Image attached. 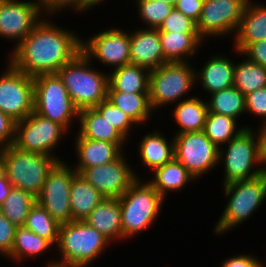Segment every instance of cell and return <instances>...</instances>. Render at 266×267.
Segmentation results:
<instances>
[{
	"label": "cell",
	"instance_id": "cell-1",
	"mask_svg": "<svg viewBox=\"0 0 266 267\" xmlns=\"http://www.w3.org/2000/svg\"><path fill=\"white\" fill-rule=\"evenodd\" d=\"M75 33L74 30L60 28L45 16L13 47L6 63L32 77L57 73L82 52L81 37Z\"/></svg>",
	"mask_w": 266,
	"mask_h": 267
},
{
	"label": "cell",
	"instance_id": "cell-2",
	"mask_svg": "<svg viewBox=\"0 0 266 267\" xmlns=\"http://www.w3.org/2000/svg\"><path fill=\"white\" fill-rule=\"evenodd\" d=\"M111 241L84 220L60 225L59 240L56 245L60 260L51 259L48 267H88Z\"/></svg>",
	"mask_w": 266,
	"mask_h": 267
},
{
	"label": "cell",
	"instance_id": "cell-3",
	"mask_svg": "<svg viewBox=\"0 0 266 267\" xmlns=\"http://www.w3.org/2000/svg\"><path fill=\"white\" fill-rule=\"evenodd\" d=\"M91 63L92 61L80 52L57 72L79 110L94 108L107 99L108 73L99 72L94 66L91 67Z\"/></svg>",
	"mask_w": 266,
	"mask_h": 267
},
{
	"label": "cell",
	"instance_id": "cell-4",
	"mask_svg": "<svg viewBox=\"0 0 266 267\" xmlns=\"http://www.w3.org/2000/svg\"><path fill=\"white\" fill-rule=\"evenodd\" d=\"M223 146L226 148H219L218 158L219 165L220 162L224 165L222 185L253 179L266 171L260 152L259 135L253 128H244Z\"/></svg>",
	"mask_w": 266,
	"mask_h": 267
},
{
	"label": "cell",
	"instance_id": "cell-5",
	"mask_svg": "<svg viewBox=\"0 0 266 267\" xmlns=\"http://www.w3.org/2000/svg\"><path fill=\"white\" fill-rule=\"evenodd\" d=\"M138 178L119 198L122 239H129L150 229L163 208L164 198L148 182Z\"/></svg>",
	"mask_w": 266,
	"mask_h": 267
},
{
	"label": "cell",
	"instance_id": "cell-6",
	"mask_svg": "<svg viewBox=\"0 0 266 267\" xmlns=\"http://www.w3.org/2000/svg\"><path fill=\"white\" fill-rule=\"evenodd\" d=\"M226 207L213 233L223 235L245 222L266 200V171L256 178L223 185Z\"/></svg>",
	"mask_w": 266,
	"mask_h": 267
},
{
	"label": "cell",
	"instance_id": "cell-7",
	"mask_svg": "<svg viewBox=\"0 0 266 267\" xmlns=\"http://www.w3.org/2000/svg\"><path fill=\"white\" fill-rule=\"evenodd\" d=\"M0 151L4 172L11 185L37 198L49 171L58 160L49 155L23 152L13 145Z\"/></svg>",
	"mask_w": 266,
	"mask_h": 267
},
{
	"label": "cell",
	"instance_id": "cell-8",
	"mask_svg": "<svg viewBox=\"0 0 266 267\" xmlns=\"http://www.w3.org/2000/svg\"><path fill=\"white\" fill-rule=\"evenodd\" d=\"M189 62H167L149 74V101L153 111L181 101L195 87V71ZM186 94V95H185ZM165 105V106H164Z\"/></svg>",
	"mask_w": 266,
	"mask_h": 267
},
{
	"label": "cell",
	"instance_id": "cell-9",
	"mask_svg": "<svg viewBox=\"0 0 266 267\" xmlns=\"http://www.w3.org/2000/svg\"><path fill=\"white\" fill-rule=\"evenodd\" d=\"M34 78V112L57 122L68 132L73 120L78 119L79 109L57 73L40 74Z\"/></svg>",
	"mask_w": 266,
	"mask_h": 267
},
{
	"label": "cell",
	"instance_id": "cell-10",
	"mask_svg": "<svg viewBox=\"0 0 266 267\" xmlns=\"http://www.w3.org/2000/svg\"><path fill=\"white\" fill-rule=\"evenodd\" d=\"M68 131L59 123L51 121L36 112L15 123V140L13 146L23 152L40 153L55 157L54 149ZM53 152V153H52Z\"/></svg>",
	"mask_w": 266,
	"mask_h": 267
},
{
	"label": "cell",
	"instance_id": "cell-11",
	"mask_svg": "<svg viewBox=\"0 0 266 267\" xmlns=\"http://www.w3.org/2000/svg\"><path fill=\"white\" fill-rule=\"evenodd\" d=\"M67 162L58 161L49 171L37 203L60 225L71 223L70 191L73 178L78 174Z\"/></svg>",
	"mask_w": 266,
	"mask_h": 267
},
{
	"label": "cell",
	"instance_id": "cell-12",
	"mask_svg": "<svg viewBox=\"0 0 266 267\" xmlns=\"http://www.w3.org/2000/svg\"><path fill=\"white\" fill-rule=\"evenodd\" d=\"M174 151V158L188 170L195 181L219 166V147L203 131L175 134Z\"/></svg>",
	"mask_w": 266,
	"mask_h": 267
},
{
	"label": "cell",
	"instance_id": "cell-13",
	"mask_svg": "<svg viewBox=\"0 0 266 267\" xmlns=\"http://www.w3.org/2000/svg\"><path fill=\"white\" fill-rule=\"evenodd\" d=\"M6 67L0 74V111L18 122L34 110V78L10 63Z\"/></svg>",
	"mask_w": 266,
	"mask_h": 267
},
{
	"label": "cell",
	"instance_id": "cell-14",
	"mask_svg": "<svg viewBox=\"0 0 266 267\" xmlns=\"http://www.w3.org/2000/svg\"><path fill=\"white\" fill-rule=\"evenodd\" d=\"M248 0H204L196 23L199 37L235 36Z\"/></svg>",
	"mask_w": 266,
	"mask_h": 267
},
{
	"label": "cell",
	"instance_id": "cell-15",
	"mask_svg": "<svg viewBox=\"0 0 266 267\" xmlns=\"http://www.w3.org/2000/svg\"><path fill=\"white\" fill-rule=\"evenodd\" d=\"M82 52L93 62L116 69L130 63V34L124 28H109L82 39Z\"/></svg>",
	"mask_w": 266,
	"mask_h": 267
},
{
	"label": "cell",
	"instance_id": "cell-16",
	"mask_svg": "<svg viewBox=\"0 0 266 267\" xmlns=\"http://www.w3.org/2000/svg\"><path fill=\"white\" fill-rule=\"evenodd\" d=\"M0 0V37L16 47L44 17L40 1Z\"/></svg>",
	"mask_w": 266,
	"mask_h": 267
},
{
	"label": "cell",
	"instance_id": "cell-17",
	"mask_svg": "<svg viewBox=\"0 0 266 267\" xmlns=\"http://www.w3.org/2000/svg\"><path fill=\"white\" fill-rule=\"evenodd\" d=\"M124 153L113 162L82 169L78 174L105 198L119 199L139 178Z\"/></svg>",
	"mask_w": 266,
	"mask_h": 267
},
{
	"label": "cell",
	"instance_id": "cell-18",
	"mask_svg": "<svg viewBox=\"0 0 266 267\" xmlns=\"http://www.w3.org/2000/svg\"><path fill=\"white\" fill-rule=\"evenodd\" d=\"M164 63L158 29L140 27L130 33V64L152 71Z\"/></svg>",
	"mask_w": 266,
	"mask_h": 267
},
{
	"label": "cell",
	"instance_id": "cell-19",
	"mask_svg": "<svg viewBox=\"0 0 266 267\" xmlns=\"http://www.w3.org/2000/svg\"><path fill=\"white\" fill-rule=\"evenodd\" d=\"M74 143L75 153L78 156L77 164L73 167L76 173L85 168L113 162L123 154V149L125 148V144H115L88 138H76Z\"/></svg>",
	"mask_w": 266,
	"mask_h": 267
},
{
	"label": "cell",
	"instance_id": "cell-20",
	"mask_svg": "<svg viewBox=\"0 0 266 267\" xmlns=\"http://www.w3.org/2000/svg\"><path fill=\"white\" fill-rule=\"evenodd\" d=\"M201 70L195 71L196 81L209 95L233 87L235 62L228 56L216 54L207 59Z\"/></svg>",
	"mask_w": 266,
	"mask_h": 267
},
{
	"label": "cell",
	"instance_id": "cell-21",
	"mask_svg": "<svg viewBox=\"0 0 266 267\" xmlns=\"http://www.w3.org/2000/svg\"><path fill=\"white\" fill-rule=\"evenodd\" d=\"M264 39H266V5L248 0L234 37L233 51L240 53L248 44Z\"/></svg>",
	"mask_w": 266,
	"mask_h": 267
},
{
	"label": "cell",
	"instance_id": "cell-22",
	"mask_svg": "<svg viewBox=\"0 0 266 267\" xmlns=\"http://www.w3.org/2000/svg\"><path fill=\"white\" fill-rule=\"evenodd\" d=\"M99 233L113 240H122L121 207L119 199L104 198L84 220Z\"/></svg>",
	"mask_w": 266,
	"mask_h": 267
},
{
	"label": "cell",
	"instance_id": "cell-23",
	"mask_svg": "<svg viewBox=\"0 0 266 267\" xmlns=\"http://www.w3.org/2000/svg\"><path fill=\"white\" fill-rule=\"evenodd\" d=\"M78 120L80 127L76 138H88L115 144H127L126 142H128L95 108L79 110Z\"/></svg>",
	"mask_w": 266,
	"mask_h": 267
},
{
	"label": "cell",
	"instance_id": "cell-24",
	"mask_svg": "<svg viewBox=\"0 0 266 267\" xmlns=\"http://www.w3.org/2000/svg\"><path fill=\"white\" fill-rule=\"evenodd\" d=\"M162 52L167 62H189L198 54L203 41L198 33L159 32Z\"/></svg>",
	"mask_w": 266,
	"mask_h": 267
},
{
	"label": "cell",
	"instance_id": "cell-25",
	"mask_svg": "<svg viewBox=\"0 0 266 267\" xmlns=\"http://www.w3.org/2000/svg\"><path fill=\"white\" fill-rule=\"evenodd\" d=\"M154 131L141 137L139 148H137L142 165L149 167L151 172L175 157L174 137L169 142L162 131Z\"/></svg>",
	"mask_w": 266,
	"mask_h": 267
},
{
	"label": "cell",
	"instance_id": "cell-26",
	"mask_svg": "<svg viewBox=\"0 0 266 267\" xmlns=\"http://www.w3.org/2000/svg\"><path fill=\"white\" fill-rule=\"evenodd\" d=\"M207 114V102L202 101L201 97L181 99L172 110L173 120L180 127L176 134L203 131Z\"/></svg>",
	"mask_w": 266,
	"mask_h": 267
},
{
	"label": "cell",
	"instance_id": "cell-27",
	"mask_svg": "<svg viewBox=\"0 0 266 267\" xmlns=\"http://www.w3.org/2000/svg\"><path fill=\"white\" fill-rule=\"evenodd\" d=\"M150 71L134 65L126 64L108 74V91L127 93H149Z\"/></svg>",
	"mask_w": 266,
	"mask_h": 267
},
{
	"label": "cell",
	"instance_id": "cell-28",
	"mask_svg": "<svg viewBox=\"0 0 266 267\" xmlns=\"http://www.w3.org/2000/svg\"><path fill=\"white\" fill-rule=\"evenodd\" d=\"M153 172L152 175L154 178L152 177L150 179L151 181L148 180V182L164 199H166L165 197L170 191L173 193L180 192L191 181L195 182L194 177L175 158L163 166L156 168Z\"/></svg>",
	"mask_w": 266,
	"mask_h": 267
},
{
	"label": "cell",
	"instance_id": "cell-29",
	"mask_svg": "<svg viewBox=\"0 0 266 267\" xmlns=\"http://www.w3.org/2000/svg\"><path fill=\"white\" fill-rule=\"evenodd\" d=\"M104 198L96 188L77 174L73 178L70 191L73 221L85 220Z\"/></svg>",
	"mask_w": 266,
	"mask_h": 267
},
{
	"label": "cell",
	"instance_id": "cell-30",
	"mask_svg": "<svg viewBox=\"0 0 266 267\" xmlns=\"http://www.w3.org/2000/svg\"><path fill=\"white\" fill-rule=\"evenodd\" d=\"M107 99L125 112L136 124L143 125L151 117L153 110L149 101V93H127L108 91Z\"/></svg>",
	"mask_w": 266,
	"mask_h": 267
},
{
	"label": "cell",
	"instance_id": "cell-31",
	"mask_svg": "<svg viewBox=\"0 0 266 267\" xmlns=\"http://www.w3.org/2000/svg\"><path fill=\"white\" fill-rule=\"evenodd\" d=\"M52 246L48 240L36 235L26 227H17L11 254L7 258L13 262L20 263L26 257L35 258L38 255H42Z\"/></svg>",
	"mask_w": 266,
	"mask_h": 267
},
{
	"label": "cell",
	"instance_id": "cell-32",
	"mask_svg": "<svg viewBox=\"0 0 266 267\" xmlns=\"http://www.w3.org/2000/svg\"><path fill=\"white\" fill-rule=\"evenodd\" d=\"M210 95L207 102L209 112L237 120L246 113L245 95L236 87H229Z\"/></svg>",
	"mask_w": 266,
	"mask_h": 267
},
{
	"label": "cell",
	"instance_id": "cell-33",
	"mask_svg": "<svg viewBox=\"0 0 266 267\" xmlns=\"http://www.w3.org/2000/svg\"><path fill=\"white\" fill-rule=\"evenodd\" d=\"M237 122V119L208 111L203 132L220 148L236 137L244 128H251L247 125L238 127Z\"/></svg>",
	"mask_w": 266,
	"mask_h": 267
},
{
	"label": "cell",
	"instance_id": "cell-34",
	"mask_svg": "<svg viewBox=\"0 0 266 267\" xmlns=\"http://www.w3.org/2000/svg\"><path fill=\"white\" fill-rule=\"evenodd\" d=\"M233 86L244 95L266 87V68L248 59H242V62L235 64Z\"/></svg>",
	"mask_w": 266,
	"mask_h": 267
},
{
	"label": "cell",
	"instance_id": "cell-35",
	"mask_svg": "<svg viewBox=\"0 0 266 267\" xmlns=\"http://www.w3.org/2000/svg\"><path fill=\"white\" fill-rule=\"evenodd\" d=\"M36 198L20 188L12 187L9 195L1 205V213L16 227L24 226L30 209L35 205Z\"/></svg>",
	"mask_w": 266,
	"mask_h": 267
},
{
	"label": "cell",
	"instance_id": "cell-36",
	"mask_svg": "<svg viewBox=\"0 0 266 267\" xmlns=\"http://www.w3.org/2000/svg\"><path fill=\"white\" fill-rule=\"evenodd\" d=\"M24 227L48 240L55 247L59 240L60 224L37 202L30 209Z\"/></svg>",
	"mask_w": 266,
	"mask_h": 267
},
{
	"label": "cell",
	"instance_id": "cell-37",
	"mask_svg": "<svg viewBox=\"0 0 266 267\" xmlns=\"http://www.w3.org/2000/svg\"><path fill=\"white\" fill-rule=\"evenodd\" d=\"M145 28L158 29L174 6L160 0H133Z\"/></svg>",
	"mask_w": 266,
	"mask_h": 267
},
{
	"label": "cell",
	"instance_id": "cell-38",
	"mask_svg": "<svg viewBox=\"0 0 266 267\" xmlns=\"http://www.w3.org/2000/svg\"><path fill=\"white\" fill-rule=\"evenodd\" d=\"M101 116L114 126L127 140H129L130 132L138 125L121 109L116 107L108 99L94 107ZM134 126V128H133Z\"/></svg>",
	"mask_w": 266,
	"mask_h": 267
},
{
	"label": "cell",
	"instance_id": "cell-39",
	"mask_svg": "<svg viewBox=\"0 0 266 267\" xmlns=\"http://www.w3.org/2000/svg\"><path fill=\"white\" fill-rule=\"evenodd\" d=\"M159 32L198 33L196 23L175 8L158 28Z\"/></svg>",
	"mask_w": 266,
	"mask_h": 267
},
{
	"label": "cell",
	"instance_id": "cell-40",
	"mask_svg": "<svg viewBox=\"0 0 266 267\" xmlns=\"http://www.w3.org/2000/svg\"><path fill=\"white\" fill-rule=\"evenodd\" d=\"M42 12L45 16H52L54 13L58 14L63 8H70L76 12H86L90 9L87 7L86 0H39Z\"/></svg>",
	"mask_w": 266,
	"mask_h": 267
},
{
	"label": "cell",
	"instance_id": "cell-41",
	"mask_svg": "<svg viewBox=\"0 0 266 267\" xmlns=\"http://www.w3.org/2000/svg\"><path fill=\"white\" fill-rule=\"evenodd\" d=\"M246 112L266 122V87L245 95Z\"/></svg>",
	"mask_w": 266,
	"mask_h": 267
},
{
	"label": "cell",
	"instance_id": "cell-42",
	"mask_svg": "<svg viewBox=\"0 0 266 267\" xmlns=\"http://www.w3.org/2000/svg\"><path fill=\"white\" fill-rule=\"evenodd\" d=\"M16 226L0 213V255L6 256L11 254L15 240Z\"/></svg>",
	"mask_w": 266,
	"mask_h": 267
},
{
	"label": "cell",
	"instance_id": "cell-43",
	"mask_svg": "<svg viewBox=\"0 0 266 267\" xmlns=\"http://www.w3.org/2000/svg\"><path fill=\"white\" fill-rule=\"evenodd\" d=\"M236 53L266 68V39L250 43L240 53Z\"/></svg>",
	"mask_w": 266,
	"mask_h": 267
},
{
	"label": "cell",
	"instance_id": "cell-44",
	"mask_svg": "<svg viewBox=\"0 0 266 267\" xmlns=\"http://www.w3.org/2000/svg\"><path fill=\"white\" fill-rule=\"evenodd\" d=\"M15 121L0 111V150L14 144Z\"/></svg>",
	"mask_w": 266,
	"mask_h": 267
},
{
	"label": "cell",
	"instance_id": "cell-45",
	"mask_svg": "<svg viewBox=\"0 0 266 267\" xmlns=\"http://www.w3.org/2000/svg\"><path fill=\"white\" fill-rule=\"evenodd\" d=\"M204 0H176L174 8L197 23Z\"/></svg>",
	"mask_w": 266,
	"mask_h": 267
},
{
	"label": "cell",
	"instance_id": "cell-46",
	"mask_svg": "<svg viewBox=\"0 0 266 267\" xmlns=\"http://www.w3.org/2000/svg\"><path fill=\"white\" fill-rule=\"evenodd\" d=\"M263 264L255 255L240 254L223 260L220 267H264Z\"/></svg>",
	"mask_w": 266,
	"mask_h": 267
},
{
	"label": "cell",
	"instance_id": "cell-47",
	"mask_svg": "<svg viewBox=\"0 0 266 267\" xmlns=\"http://www.w3.org/2000/svg\"><path fill=\"white\" fill-rule=\"evenodd\" d=\"M12 185L7 179L5 172L0 175V206L3 204L6 197L9 195Z\"/></svg>",
	"mask_w": 266,
	"mask_h": 267
},
{
	"label": "cell",
	"instance_id": "cell-48",
	"mask_svg": "<svg viewBox=\"0 0 266 267\" xmlns=\"http://www.w3.org/2000/svg\"><path fill=\"white\" fill-rule=\"evenodd\" d=\"M259 140H260V152L262 155L263 163L266 167V122L260 125L257 129Z\"/></svg>",
	"mask_w": 266,
	"mask_h": 267
},
{
	"label": "cell",
	"instance_id": "cell-49",
	"mask_svg": "<svg viewBox=\"0 0 266 267\" xmlns=\"http://www.w3.org/2000/svg\"><path fill=\"white\" fill-rule=\"evenodd\" d=\"M103 1L105 0H86V3L89 9H93L94 6L102 3Z\"/></svg>",
	"mask_w": 266,
	"mask_h": 267
},
{
	"label": "cell",
	"instance_id": "cell-50",
	"mask_svg": "<svg viewBox=\"0 0 266 267\" xmlns=\"http://www.w3.org/2000/svg\"><path fill=\"white\" fill-rule=\"evenodd\" d=\"M4 172V166H3V161L1 157V151H0V175Z\"/></svg>",
	"mask_w": 266,
	"mask_h": 267
},
{
	"label": "cell",
	"instance_id": "cell-51",
	"mask_svg": "<svg viewBox=\"0 0 266 267\" xmlns=\"http://www.w3.org/2000/svg\"><path fill=\"white\" fill-rule=\"evenodd\" d=\"M160 1H164V2H166V3H168V4H171V5H175V2H176V0H160Z\"/></svg>",
	"mask_w": 266,
	"mask_h": 267
}]
</instances>
